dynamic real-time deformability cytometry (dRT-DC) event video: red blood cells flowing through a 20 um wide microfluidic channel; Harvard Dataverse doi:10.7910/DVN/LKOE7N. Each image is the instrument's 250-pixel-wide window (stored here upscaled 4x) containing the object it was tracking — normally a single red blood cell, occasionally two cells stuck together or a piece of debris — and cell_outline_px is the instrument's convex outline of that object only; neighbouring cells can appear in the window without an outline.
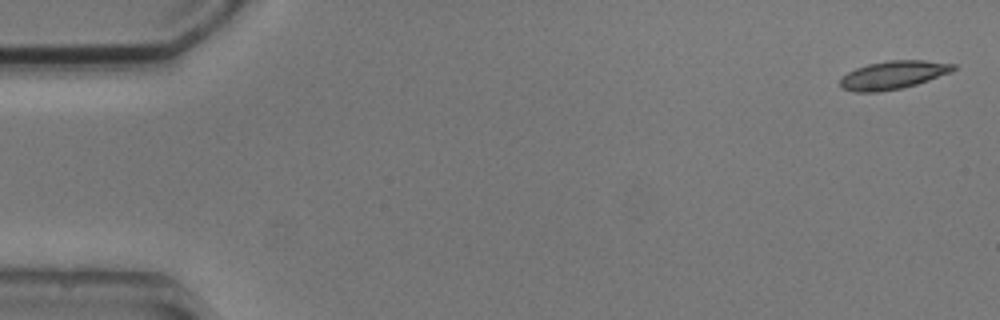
{"species": "common noctule bat (a hibernating species)", "species_latin": "Nyctalus noctula", "temperature_condition": "cold", "stored_images_in_passage": 8, "camera_frame_rate_fps": 3000, "um_per_image_px": 0.085, "animal": {"sex": "male", "body_mass_g": 20.5, "forearm_length_mm": 52.5}, "frame": {"image": 1, "passage_image": 1, "time_ms": 0.0, "image_size_px": [1000, 320], "cell_outline_px": [[956, 68], [952, 72], [916, 84], [900, 88], [876, 92], [856, 92], [840, 88], [840, 80], [848, 72], [856, 68], [868, 64], [888, 60], [924, 60], [956, 64]], "centroid_in_image_um": [75.92, 6.37], "position_along_channel_um": 9.1, "area_um2": 18.5}}
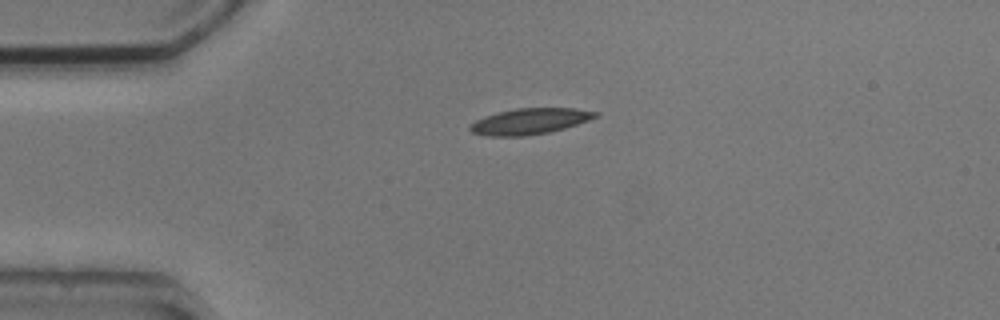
{"frame": {"image": 2, "passage_image": 4, "time_ms": 3.667, "image_size_px": [1000, 320], "cell_outline_px": [[600, 116], [564, 128], [548, 132], [524, 136], [488, 136], [472, 132], [468, 128], [476, 120], [484, 116], [516, 108], [576, 108], [600, 112]], "centroid_in_image_um": [45.06, 10.3], "position_along_channel_um": 39.9, "area_um2": 18.84}}